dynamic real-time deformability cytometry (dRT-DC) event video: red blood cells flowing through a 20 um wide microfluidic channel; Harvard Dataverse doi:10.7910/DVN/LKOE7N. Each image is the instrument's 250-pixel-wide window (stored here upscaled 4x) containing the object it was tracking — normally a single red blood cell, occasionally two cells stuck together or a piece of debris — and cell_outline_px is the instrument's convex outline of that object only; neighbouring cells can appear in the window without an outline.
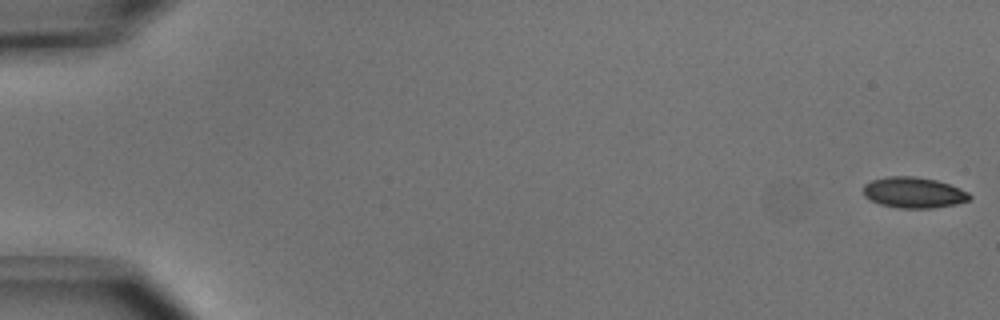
{"species": "common noctule bat (a hibernating species)", "species_latin": "Nyctalus noctula", "temperature_condition": "cold", "stored_images_in_passage": 4, "camera_frame_rate_fps": 3000, "um_per_image_px": 0.085, "animal": {"sex": "male", "body_mass_g": 15.6}, "frame": {"image": 1, "passage_image": 1, "time_ms": 0.0, "image_size_px": [1000, 320], "cell_outline_px": [[972, 196], [968, 200], [956, 204], [932, 208], [900, 208], [880, 204], [864, 196], [864, 184], [872, 180], [888, 176], [916, 176], [936, 180], [960, 188], [968, 192]], "centroid_in_image_um": [77.67, 16.36], "position_along_channel_um": 7.3, "area_um2": 19.02}}